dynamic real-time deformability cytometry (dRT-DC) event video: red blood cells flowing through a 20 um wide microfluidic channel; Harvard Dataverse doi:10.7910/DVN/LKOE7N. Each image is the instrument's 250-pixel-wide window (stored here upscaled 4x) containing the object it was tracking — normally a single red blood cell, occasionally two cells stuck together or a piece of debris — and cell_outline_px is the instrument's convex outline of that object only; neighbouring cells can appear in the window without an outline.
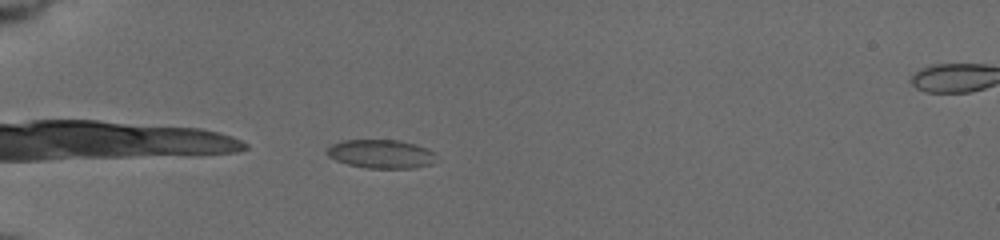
{"species": "common noctule bat (a hibernating species)", "species_latin": "Nyctalus noctula", "temperature_condition": "cold", "stored_images_in_passage": 40, "camera_frame_rate_fps": 3000, "um_per_image_px": 0.085, "animal": {"sex": "female", "body_mass_g": 19.5, "forearm_length_mm": 54.1}, "frame": {"image": 1, "passage_image": 2, "time_ms": 0.333, "image_size_px": [1000, 240], "cell_outline_px": [[436, 152], [432, 164], [412, 168], [368, 168], [348, 164], [336, 160], [328, 156], [324, 152], [332, 144], [344, 140], [396, 140], [428, 148]], "centroid_in_image_um": [32.37, 13.08], "position_along_channel_um": 52.6, "area_um2": 18.15}}
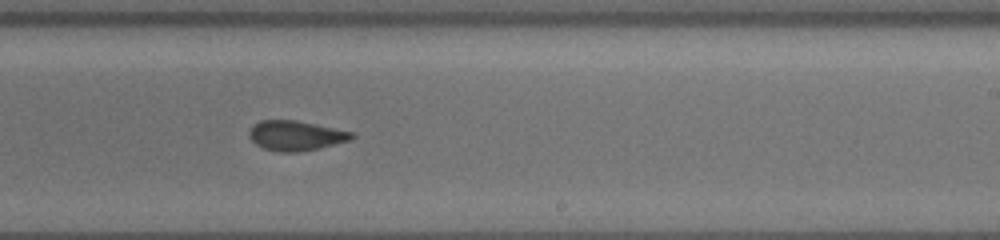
{"frame": {"image": 2, "passage_image": 21, "time_ms": 6.667, "image_size_px": [1000, 240], "cell_outline_px": [[356, 136], [352, 140], [320, 148], [296, 152], [280, 152], [264, 148], [256, 144], [248, 136], [248, 132], [252, 124], [260, 120], [296, 120], [356, 132]], "centroid_in_image_um": [25.17, 11.52], "position_along_channel_um": 263.8, "area_um2": 18.15}}
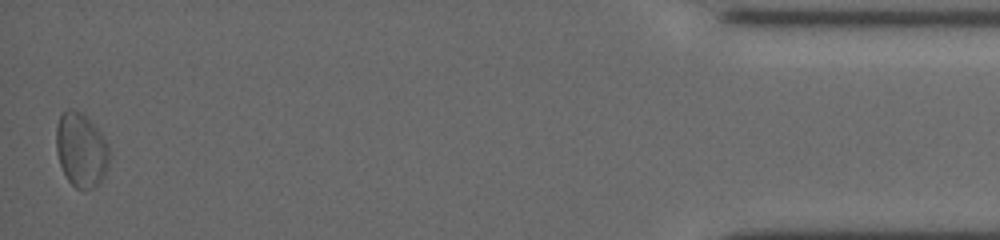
{"frame": {"image": 3, "passage_image": 40, "time_ms": 13.0, "image_size_px": [1000, 240], "cell_outline_px": [[108, 164], [104, 176], [92, 188], [84, 192], [76, 188], [68, 180], [60, 164], [56, 152], [56, 124], [60, 116], [68, 108], [80, 112], [100, 132], [108, 144]], "centroid_in_image_um": [6.87, 12.77], "position_along_channel_um": 428.3, "area_um2": 22.72}, "authors_computed_cell_mechanics": {"area_um2": 18.4671, "velocity_mm_per_s": 3.7394, "shape_relaxation_time_tau1_ms": 2.7397, "shape_relaxation_time_tau2_ms": 2.408, "deformation_change_tau1": 0.0681, "deformation_change_tau2": 0.0756}}